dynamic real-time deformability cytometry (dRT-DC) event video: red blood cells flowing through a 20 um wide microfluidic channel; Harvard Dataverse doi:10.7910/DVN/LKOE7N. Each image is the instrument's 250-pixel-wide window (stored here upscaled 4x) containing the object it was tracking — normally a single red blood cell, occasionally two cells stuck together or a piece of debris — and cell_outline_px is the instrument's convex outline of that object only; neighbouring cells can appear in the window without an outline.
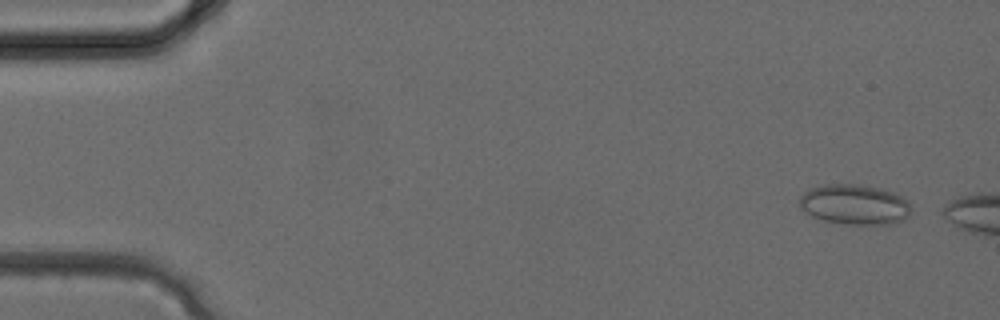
{"species": "common noctule bat (a hibernating species)", "species_latin": "Nyctalus noctula", "temperature_condition": "cold", "stored_images_in_passage": 7, "camera_frame_rate_fps": 3000, "um_per_image_px": 0.085, "animal": {"sex": "female", "body_mass_g": 24.6, "forearm_length_mm": 56.2}, "frame": {"image": 1, "passage_image": 2, "time_ms": 0.333, "image_size_px": [1000, 320], "cell_outline_px": [[908, 216], [904, 220], [888, 224], [848, 224], [824, 220], [812, 216], [800, 208], [800, 196], [808, 188], [824, 184], [856, 184], [880, 188], [892, 192], [900, 196], [908, 204]], "centroid_in_image_um": [72.58, 17.37], "position_along_channel_um": 12.4, "area_um2": 25.84}}